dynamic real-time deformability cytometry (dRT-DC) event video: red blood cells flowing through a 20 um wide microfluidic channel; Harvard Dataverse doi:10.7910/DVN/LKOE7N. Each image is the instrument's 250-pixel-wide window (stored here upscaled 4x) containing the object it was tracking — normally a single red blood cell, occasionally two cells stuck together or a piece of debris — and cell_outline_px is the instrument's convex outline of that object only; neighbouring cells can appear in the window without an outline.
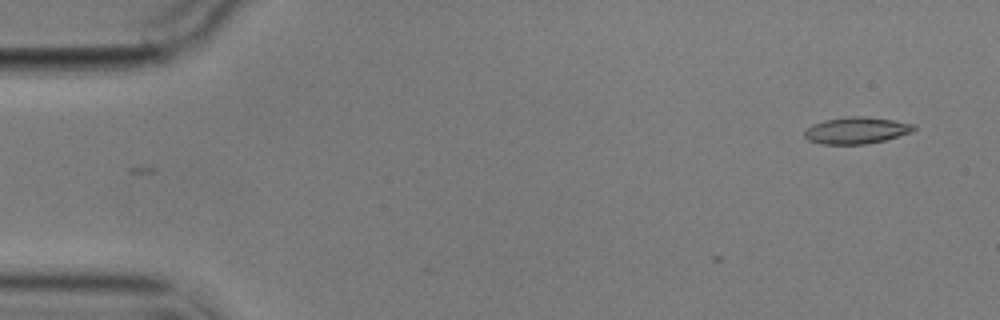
{"species": "common noctule bat (a hibernating species)", "species_latin": "Nyctalus noctula", "temperature_condition": "cold", "stored_images_in_passage": 2, "camera_frame_rate_fps": 3000, "um_per_image_px": 0.085, "animal": {"sex": "male", "body_mass_g": 17.9}, "frame": {"image": 1, "passage_image": 2, "time_ms": 1.0, "image_size_px": [1000, 320], "cell_outline_px": [[916, 128], [912, 132], [884, 140], [864, 144], [820, 144], [808, 140], [804, 136], [804, 132], [812, 124], [824, 120], [852, 116], [864, 116], [892, 120], [912, 124]], "centroid_in_image_um": [72.76, 11.09], "position_along_channel_um": 12.2, "area_um2": 16.82}}